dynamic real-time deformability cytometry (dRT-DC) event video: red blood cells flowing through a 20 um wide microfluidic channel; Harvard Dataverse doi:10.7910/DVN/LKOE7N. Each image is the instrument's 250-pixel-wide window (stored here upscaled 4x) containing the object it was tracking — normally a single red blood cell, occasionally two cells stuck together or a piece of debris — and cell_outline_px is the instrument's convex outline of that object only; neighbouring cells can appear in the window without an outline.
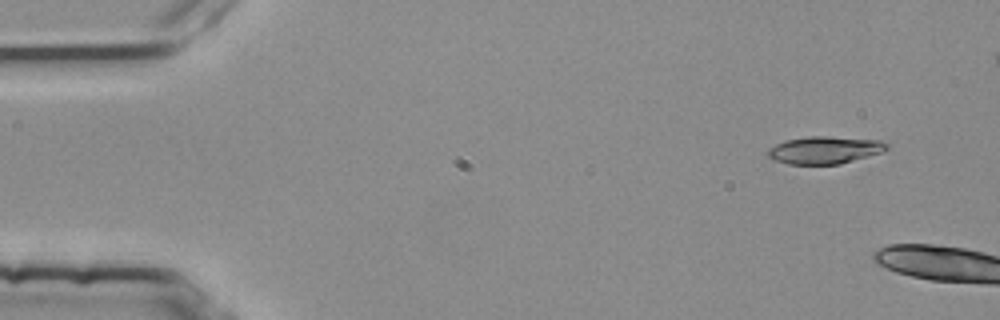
{"species": "common noctule bat (a hibernating species)", "species_latin": "Nyctalus noctula", "temperature_condition": "room temperature", "stored_images_in_passage": 2, "camera_frame_rate_fps": 3000, "um_per_image_px": 0.085, "animal": {"sex": "female", "body_mass_g": 25.1}, "frame": {"image": 1, "passage_image": 1, "time_ms": 0.0, "image_size_px": [1000, 320], "cell_outline_px": [[888, 148], [884, 152], [840, 164], [788, 164], [776, 160], [768, 156], [768, 148], [784, 140], [812, 136], [828, 136], [880, 140], [888, 144]], "centroid_in_image_um": [70.13, 12.75], "position_along_channel_um": 14.9, "area_um2": 19.02}}